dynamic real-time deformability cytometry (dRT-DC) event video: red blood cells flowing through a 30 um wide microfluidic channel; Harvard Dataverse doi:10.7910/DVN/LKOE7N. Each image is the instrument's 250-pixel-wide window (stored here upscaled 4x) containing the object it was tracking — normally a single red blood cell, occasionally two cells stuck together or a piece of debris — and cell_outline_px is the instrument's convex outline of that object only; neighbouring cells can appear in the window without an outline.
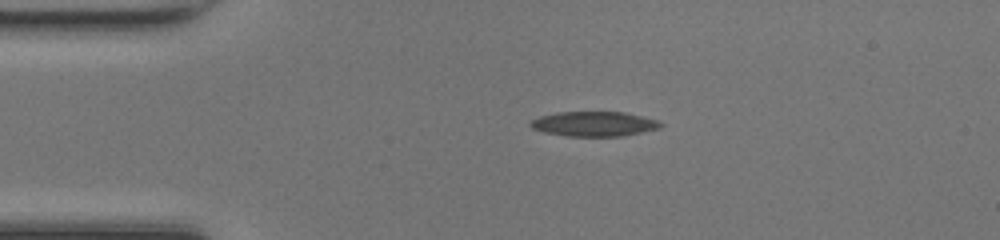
{"species": "common noctule bat (a hibernating species)", "species_latin": "Nyctalus noctula", "temperature_condition": "room temperature", "stored_images_in_passage": 47, "camera_frame_rate_fps": 3000, "um_per_image_px": 0.085, "animal": {"sex": "female", "body_mass_g": 17.0, "forearm_length_mm": 48.0}, "frame": {"image": 1, "passage_image": 9, "time_ms": 2.667, "image_size_px": [1000, 240], "cell_outline_px": [[664, 124], [660, 128], [624, 136], [568, 136], [544, 132], [532, 128], [528, 124], [532, 120], [540, 116], [556, 112], [624, 112], [656, 120]], "centroid_in_image_um": [50.48, 10.53], "position_along_channel_um": 34.5, "area_um2": 18.73}}
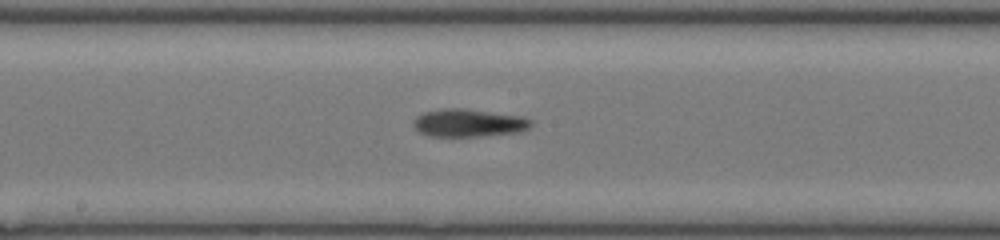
{"frame": {"image": 2, "passage_image": 24, "time_ms": 7.667, "image_size_px": [1000, 240], "cell_outline_px": [[532, 124], [528, 128], [520, 132], [480, 136], [428, 136], [420, 132], [412, 124], [412, 120], [416, 116], [424, 112], [440, 108], [464, 108], [524, 116], [532, 120]], "centroid_in_image_um": [39.83, 10.43], "position_along_channel_um": 208.4, "area_um2": 19.31}}
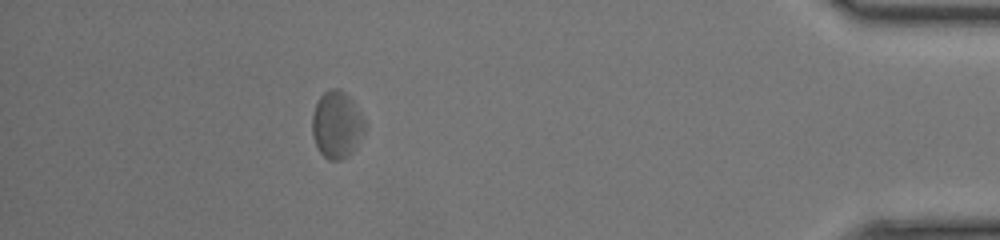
{"frame": {"image": 3, "passage_image": 42, "time_ms": 13.667, "image_size_px": [1000, 240], "cell_outline_px": [[368, 124], [364, 132], [352, 152], [348, 156], [340, 160], [328, 160], [320, 152], [312, 136], [312, 116], [316, 104], [320, 96], [324, 92], [332, 88], [340, 88], [356, 104]], "centroid_in_image_um": [28.65, 10.59], "position_along_channel_um": 406.6, "area_um2": 20.75}, "authors_computed_cell_mechanics": {"area_um2": 19.074, "velocity_mm_per_s": 4.2501, "shape_relaxation_time_tau1_ms": 3.6925, "shape_relaxation_time_tau2_ms": null, "deformation_change_tau1": 0.1069, "deformation_change_tau2": null}}